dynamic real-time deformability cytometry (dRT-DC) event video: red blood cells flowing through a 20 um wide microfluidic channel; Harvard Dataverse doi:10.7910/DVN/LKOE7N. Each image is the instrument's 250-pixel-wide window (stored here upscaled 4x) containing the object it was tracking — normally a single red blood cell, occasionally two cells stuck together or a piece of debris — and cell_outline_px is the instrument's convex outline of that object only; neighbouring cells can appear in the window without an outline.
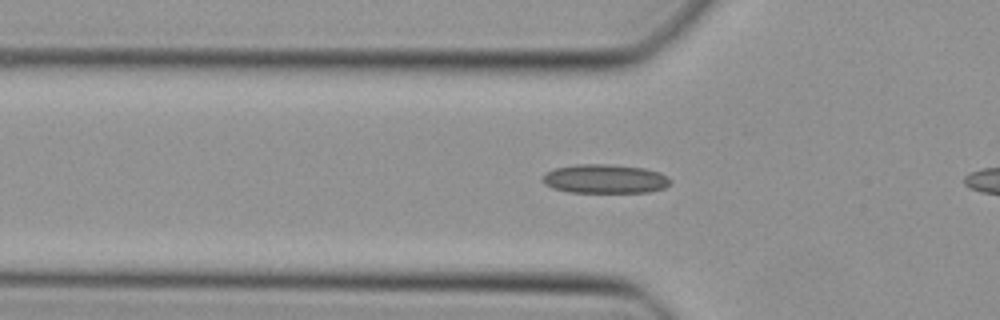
{"species": "Egyptian fruit bat (a non-hibernating species)", "species_latin": "Rousettus aegyptiacus", "temperature_condition": "cold", "stored_images_in_passage": 18, "camera_frame_rate_fps": 3000, "um_per_image_px": 0.085, "animal": {"sex": "female"}, "frame": {"image": 1, "passage_image": 16, "time_ms": 5.0, "image_size_px": [1000, 320], "cell_outline_px": [[672, 184], [664, 188], [648, 192], [568, 192], [552, 188], [544, 184], [540, 180], [548, 172], [556, 168], [576, 164], [608, 164], [644, 168], [660, 172], [668, 176], [672, 180]], "centroid_in_image_um": [51.45, 15.2], "position_along_channel_um": 74.3, "area_um2": 21.73}}